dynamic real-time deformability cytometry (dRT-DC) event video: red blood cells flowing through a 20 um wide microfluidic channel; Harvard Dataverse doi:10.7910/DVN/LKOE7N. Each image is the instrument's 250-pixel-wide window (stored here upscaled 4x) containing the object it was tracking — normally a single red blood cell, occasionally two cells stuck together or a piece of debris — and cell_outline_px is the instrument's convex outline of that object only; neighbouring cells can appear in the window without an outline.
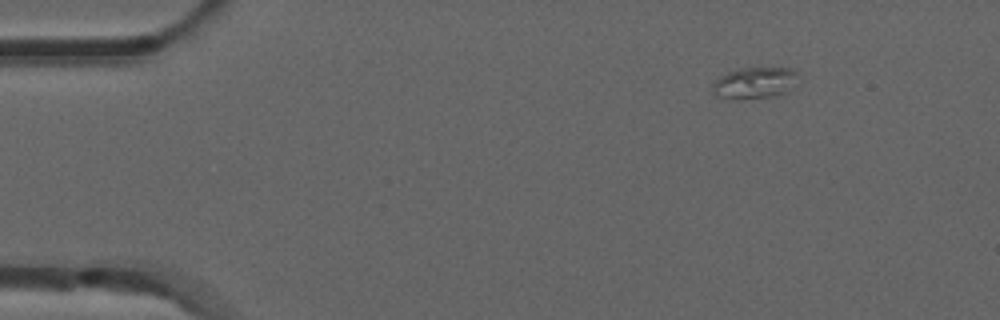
{"species": "common noctule bat (a hibernating species)", "species_latin": "Nyctalus noctula", "temperature_condition": "room temperature", "stored_images_in_passage": 5, "camera_frame_rate_fps": 3000, "um_per_image_px": 0.085, "animal": {"sex": "male", "forearm_length_mm": 52.5}, "frame": {"image": 1, "passage_image": 1, "time_ms": 0.0, "image_size_px": [1000, 320], "cell_outline_px": [[796, 72], [780, 92], [768, 96], [716, 96], [712, 92], [712, 84], [720, 76], [728, 72], [744, 68], [792, 68]], "centroid_in_image_um": [63.97, 6.97], "position_along_channel_um": 21.0, "area_um2": 13.81}}